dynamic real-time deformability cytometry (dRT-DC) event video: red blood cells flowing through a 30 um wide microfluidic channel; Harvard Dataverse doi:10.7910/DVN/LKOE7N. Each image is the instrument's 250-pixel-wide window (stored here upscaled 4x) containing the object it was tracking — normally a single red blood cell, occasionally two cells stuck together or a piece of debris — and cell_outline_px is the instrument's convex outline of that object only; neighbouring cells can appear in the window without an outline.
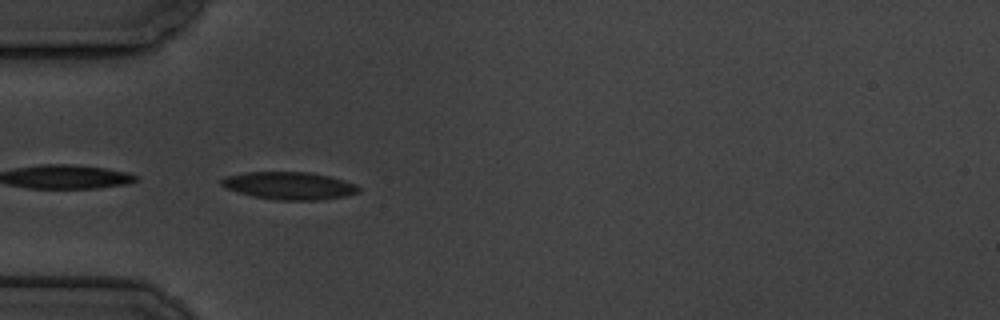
{"species": "common noctule bat (a hibernating species)", "species_latin": "Nyctalus noctula", "temperature_condition": "cold", "stored_images_in_passage": 6, "camera_frame_rate_fps": 3000, "um_per_image_px": 0.085, "animal": {"sex": "male", "body_mass_g": 19.5, "forearm_length_mm": 54.6}, "frame": {"image": 1, "passage_image": 4, "time_ms": 3.333, "image_size_px": [1000, 320], "cell_outline_px": [[360, 192], [344, 196], [320, 200], [276, 200], [252, 196], [236, 192], [220, 184], [220, 180], [224, 176], [244, 172], [308, 172], [328, 176], [344, 180], [356, 184], [360, 188]], "centroid_in_image_um": [24.57, 15.78], "position_along_channel_um": 60.4, "area_um2": 22.14}}
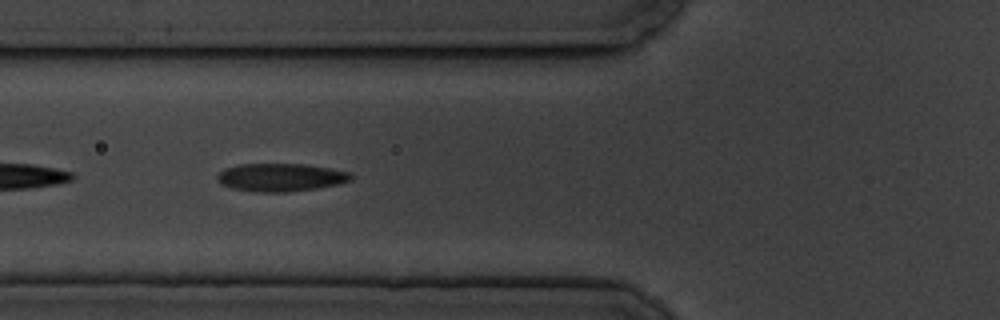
{"frame": {"image": 2, "passage_image": 5, "time_ms": 4.667, "image_size_px": [1000, 320], "cell_outline_px": [[352, 180], [336, 184], [316, 188], [288, 192], [252, 192], [232, 188], [216, 180], [216, 176], [224, 168], [240, 164], [304, 164], [332, 168], [352, 172]], "centroid_in_image_um": [23.86, 15.07], "position_along_channel_um": 101.9, "area_um2": 21.91}}